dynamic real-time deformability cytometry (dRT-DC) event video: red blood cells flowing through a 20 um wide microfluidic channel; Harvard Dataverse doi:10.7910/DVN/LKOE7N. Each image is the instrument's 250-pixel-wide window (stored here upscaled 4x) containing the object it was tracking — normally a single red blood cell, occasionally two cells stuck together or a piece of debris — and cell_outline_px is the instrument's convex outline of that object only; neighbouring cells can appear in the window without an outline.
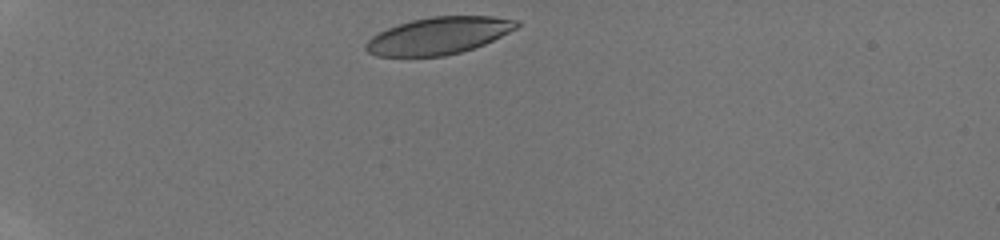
{"species": "human", "species_latin": "Homo sapiens", "temperature_condition": "room temperature", "stored_images_in_passage": 29, "camera_frame_rate_fps": 3000, "um_per_image_px": 0.085, "donor": {"sex": "male"}, "frame": {"image": 1, "passage_image": 1, "time_ms": 0.0, "image_size_px": [1000, 240], "cell_outline_px": [[520, 24], [516, 28], [484, 44], [460, 52], [444, 56], [376, 56], [368, 52], [364, 48], [364, 44], [372, 36], [388, 28], [412, 20], [432, 16], [492, 16], [520, 20]], "centroid_in_image_um": [37.28, 3.03], "position_along_channel_um": 47.7, "area_um2": 32.37}}
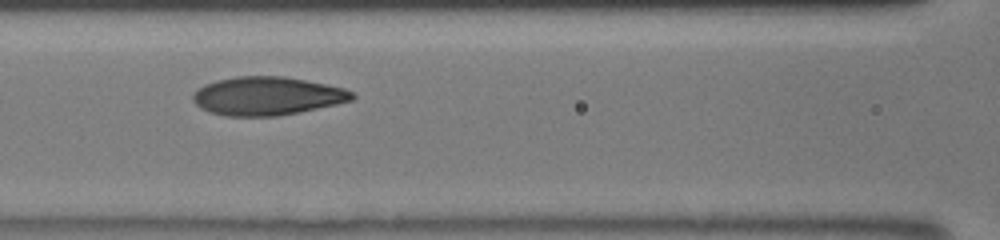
{"frame": {"image": 2, "passage_image": 11, "time_ms": 3.667, "image_size_px": [1000, 240], "cell_outline_px": [[356, 96], [352, 100], [336, 104], [300, 112], [276, 116], [224, 116], [208, 112], [200, 108], [192, 100], [192, 92], [196, 88], [204, 84], [216, 80], [236, 76], [284, 76], [344, 88], [352, 92]], "centroid_in_image_um": [22.64, 8.16], "position_along_channel_um": 144.0, "area_um2": 35.84}}
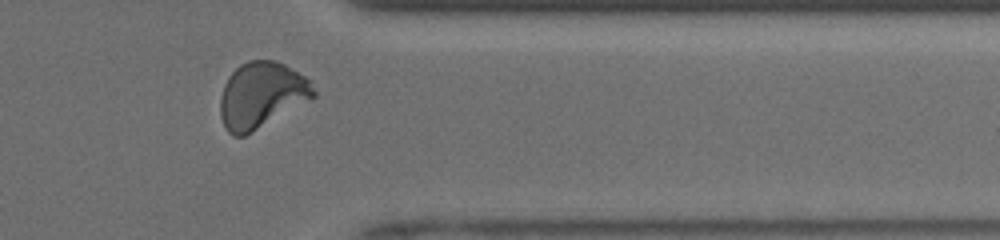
{"frame": {"image": 3, "passage_image": 26, "time_ms": 9.667, "image_size_px": [1000, 240], "cell_outline_px": [[316, 96], [244, 136], [232, 136], [228, 132], [220, 116], [220, 100], [224, 84], [228, 76], [240, 64], [248, 60], [276, 60], [284, 64], [312, 80], [316, 92]], "centroid_in_image_um": [22.23, 8.06], "position_along_channel_um": 389.2, "area_um2": 35.78}, "authors_computed_cell_mechanics": {"area_um2": 34.5066, "velocity_mm_per_s": 4.1299, "shape_relaxation_time_tau1_ms": 3.6851, "shape_relaxation_time_tau2_ms": 0.7191, "deformation_change_tau1": 0.1641, "deformation_change_tau2": 0.0494}}